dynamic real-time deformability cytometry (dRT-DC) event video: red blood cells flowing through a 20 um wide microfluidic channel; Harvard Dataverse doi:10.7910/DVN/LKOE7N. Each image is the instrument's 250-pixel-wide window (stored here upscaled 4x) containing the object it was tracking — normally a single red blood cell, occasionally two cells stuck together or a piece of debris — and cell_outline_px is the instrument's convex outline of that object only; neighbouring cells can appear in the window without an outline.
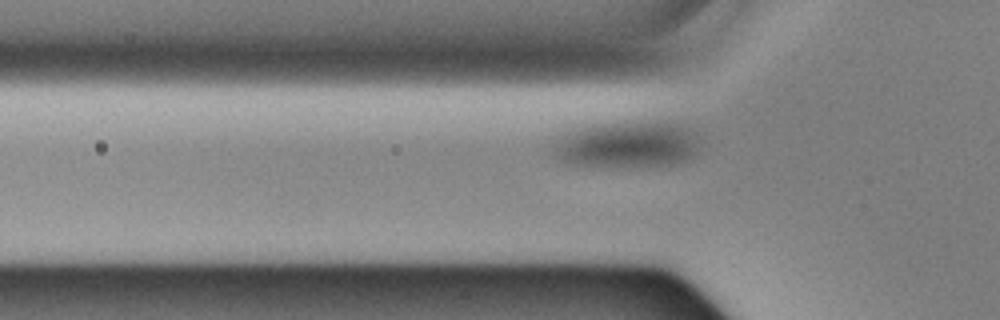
{"species": "Egyptian fruit bat (a non-hibernating species)", "species_latin": "Rousettus aegyptiacus", "temperature_condition": "cold", "stored_images_in_passage": 41, "camera_frame_rate_fps": 3000, "um_per_image_px": 0.085, "animal": {"sex": "male"}, "frame": {"image": 1, "passage_image": 2, "time_ms": 0.333, "image_size_px": [1000, 320], "cell_outline_px": [[696, 152], [692, 156], [680, 160], [660, 164], [592, 164], [568, 160], [560, 156], [564, 148], [572, 140], [580, 136], [592, 132], [612, 128], [656, 124], [660, 124], [680, 128], [688, 136], [696, 148]], "centroid_in_image_um": [53.65, 12.4], "position_along_channel_um": 72.1, "area_um2": 30.58}}
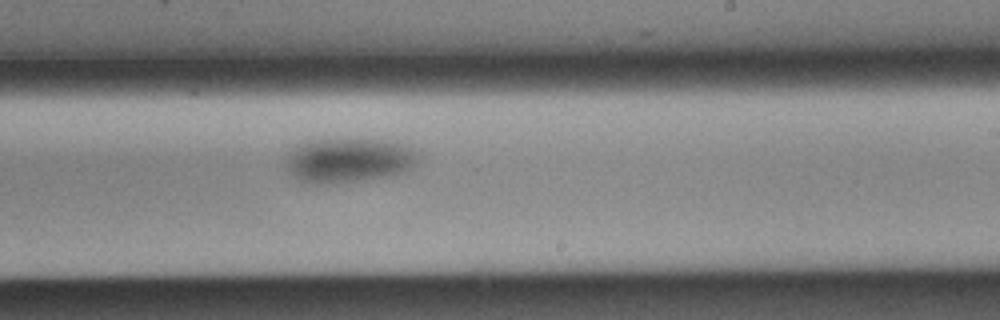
{"frame": {"image": 2, "passage_image": 18, "time_ms": 5.667, "image_size_px": [1000, 320], "cell_outline_px": [[412, 160], [404, 168], [392, 172], [364, 176], [332, 180], [308, 180], [296, 172], [292, 168], [292, 160], [296, 156], [308, 148], [344, 144], [376, 144], [392, 148], [408, 156]], "centroid_in_image_um": [29.59, 13.73], "position_along_channel_um": 259.4, "area_um2": 23.93}}
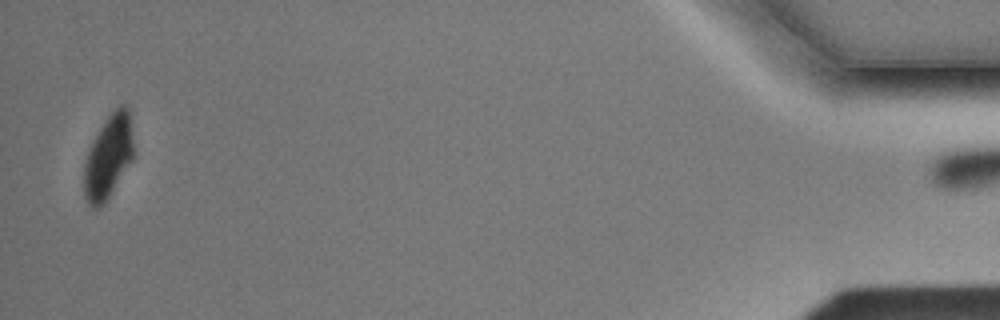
{"frame": {"image": 3, "passage_image": 40, "time_ms": 13.0, "image_size_px": [1000, 320], "cell_outline_px": [[132, 160], [104, 204], [96, 208], [88, 204], [84, 196], [84, 164], [88, 152], [104, 120], [120, 104], [124, 104], [128, 108], [132, 140]], "centroid_in_image_um": [9.19, 13.35], "position_along_channel_um": 426.0, "area_um2": 23.52}}